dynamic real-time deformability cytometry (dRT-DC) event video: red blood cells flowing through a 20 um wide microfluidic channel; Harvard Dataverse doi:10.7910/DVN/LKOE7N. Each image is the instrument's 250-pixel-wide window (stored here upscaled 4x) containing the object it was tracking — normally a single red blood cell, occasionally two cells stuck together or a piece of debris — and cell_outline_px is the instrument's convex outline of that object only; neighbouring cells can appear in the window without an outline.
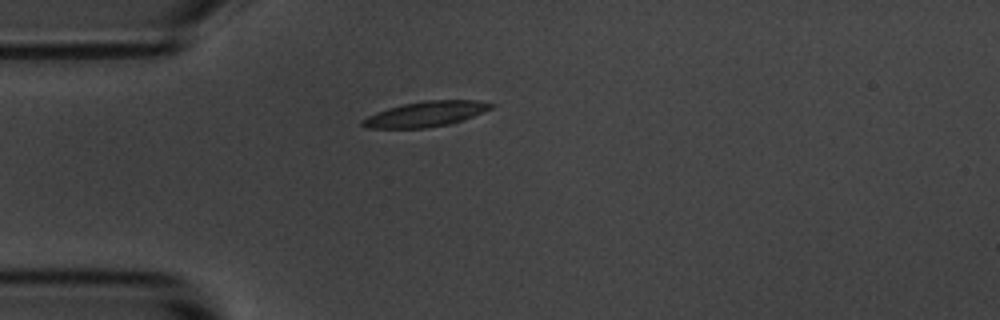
{"species": "common noctule bat (a hibernating species)", "species_latin": "Nyctalus noctula", "temperature_condition": "room temperature", "stored_images_in_passage": 5, "camera_frame_rate_fps": 3000, "um_per_image_px": 0.085, "animal": {"sex": "male", "body_mass_g": 20.1, "forearm_length_mm": 53.5}, "frame": {"image": 1, "passage_image": 1, "time_ms": 0.0, "image_size_px": [1000, 320], "cell_outline_px": [[496, 104], [492, 108], [484, 112], [448, 124], [424, 128], [364, 128], [360, 124], [360, 120], [376, 112], [388, 108], [404, 104], [424, 100], [480, 100]], "centroid_in_image_um": [36.17, 9.68], "position_along_channel_um": 48.8, "area_um2": 18.9}}
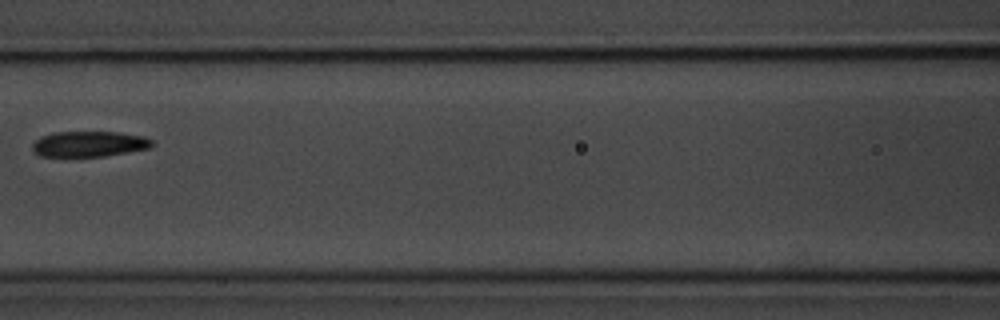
{"frame": {"image": 2, "passage_image": 4, "time_ms": 3.333, "image_size_px": [1000, 320], "cell_outline_px": [[152, 144], [148, 148], [128, 152], [104, 156], [40, 156], [32, 148], [32, 144], [40, 136], [52, 132], [120, 132], [144, 136], [152, 140]], "centroid_in_image_um": [7.56, 12.22], "position_along_channel_um": 159.0, "area_um2": 17.74}}
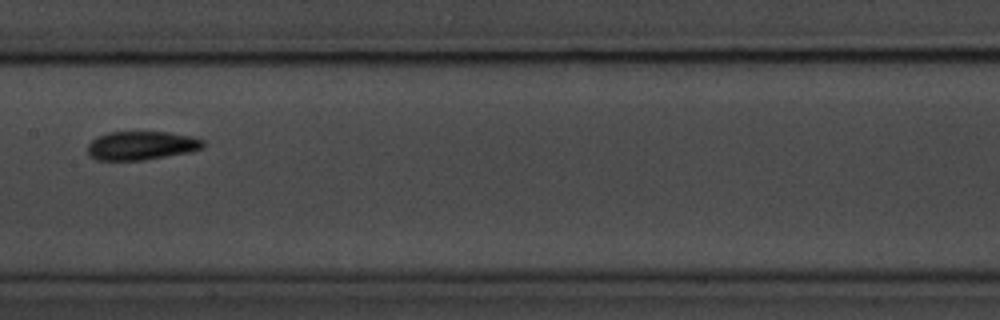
{"frame": {"image": 3, "passage_image": 5, "time_ms": 4.333, "image_size_px": [1000, 320], "cell_outline_px": [[204, 148], [192, 152], [144, 160], [96, 160], [88, 156], [88, 144], [92, 140], [108, 132], [168, 132], [192, 136], [204, 140]], "centroid_in_image_um": [12.05, 12.38], "position_along_channel_um": 195.4, "area_um2": 19.48}}